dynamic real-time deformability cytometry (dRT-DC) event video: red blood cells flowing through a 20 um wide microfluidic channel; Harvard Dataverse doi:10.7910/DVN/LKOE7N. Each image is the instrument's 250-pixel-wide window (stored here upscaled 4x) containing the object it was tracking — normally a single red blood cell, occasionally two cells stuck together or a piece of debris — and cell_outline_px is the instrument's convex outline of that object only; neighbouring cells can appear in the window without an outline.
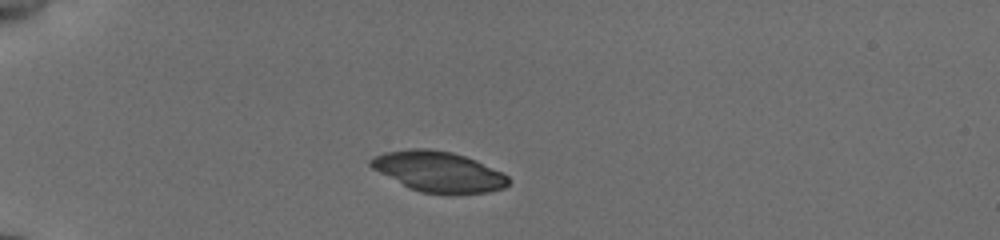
{"species": "common noctule bat (a hibernating species)", "species_latin": "Nyctalus noctula", "temperature_condition": "cold", "stored_images_in_passage": 40, "camera_frame_rate_fps": 3000, "um_per_image_px": 0.085, "animal": {"sex": "female", "body_mass_g": 19.5, "forearm_length_mm": 54.1}, "frame": {"image": 1, "passage_image": 1, "time_ms": 0.0, "image_size_px": [1000, 240], "cell_outline_px": [[512, 180], [504, 188], [488, 192], [448, 196], [420, 192], [408, 188], [372, 168], [368, 164], [368, 160], [372, 156], [384, 152], [412, 148], [428, 148], [452, 152], [476, 160], [508, 176]], "centroid_in_image_um": [37.26, 14.61], "position_along_channel_um": 47.7, "area_um2": 33.06}}
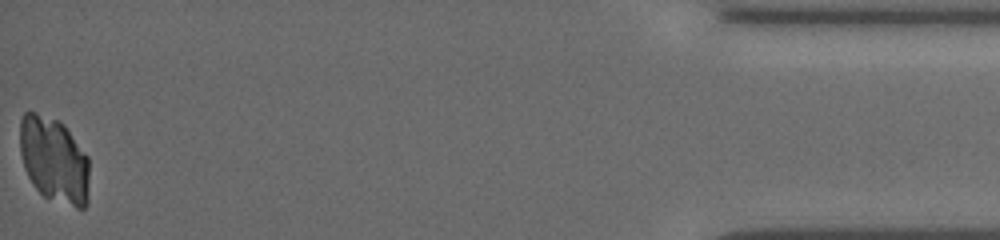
{"frame": {"image": 2, "passage_image": 40, "time_ms": 13.0, "image_size_px": [1000, 240], "cell_outline_px": [[88, 204], [84, 208], [76, 208], [44, 196], [32, 184], [24, 168], [20, 152], [20, 120], [24, 112], [36, 112], [60, 120], [64, 124], [88, 156]], "centroid_in_image_um": [4.59, 13.58], "position_along_channel_um": 430.6, "area_um2": 34.97}}